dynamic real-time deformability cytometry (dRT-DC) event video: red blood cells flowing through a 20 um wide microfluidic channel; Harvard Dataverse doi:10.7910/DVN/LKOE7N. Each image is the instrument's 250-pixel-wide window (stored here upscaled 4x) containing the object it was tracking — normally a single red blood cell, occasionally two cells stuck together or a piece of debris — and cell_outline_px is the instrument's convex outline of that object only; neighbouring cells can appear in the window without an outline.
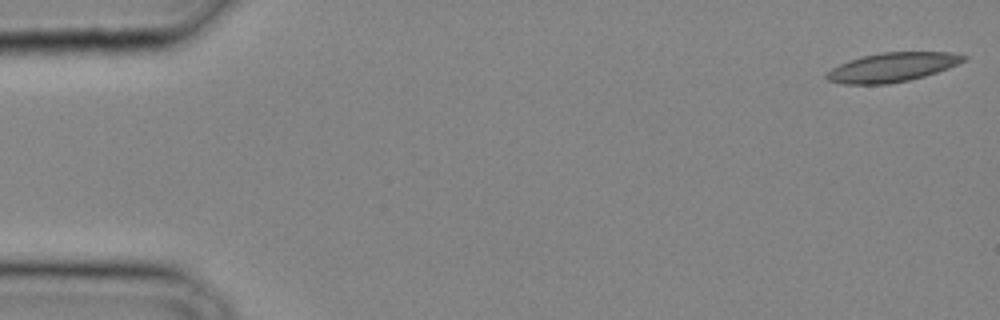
{"species": "common noctule bat (a hibernating species)", "species_latin": "Nyctalus noctula", "temperature_condition": "cold", "stored_images_in_passage": 32, "camera_frame_rate_fps": 3000, "um_per_image_px": 0.085, "animal": {"sex": "male", "body_mass_g": 20.4}, "frame": {"image": 1, "passage_image": 1, "time_ms": 0.0, "image_size_px": [1000, 320], "cell_outline_px": [[968, 56], [964, 60], [948, 68], [924, 76], [908, 80], [888, 84], [844, 84], [828, 80], [824, 76], [832, 68], [840, 64], [864, 56], [880, 52], [952, 52]], "centroid_in_image_um": [75.84, 5.71], "position_along_channel_um": 9.2, "area_um2": 22.95}}
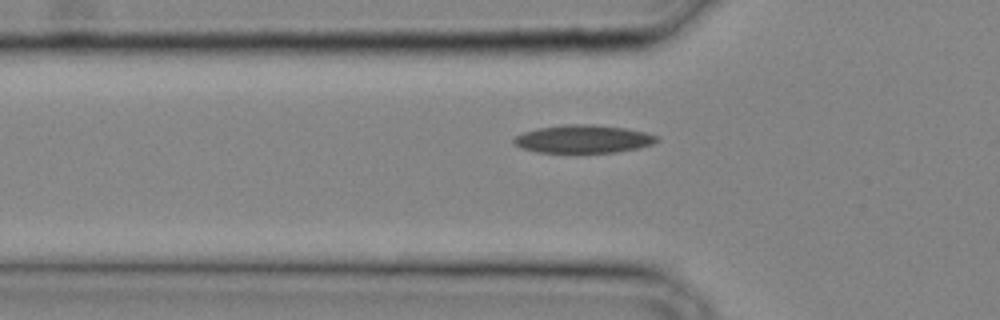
{"frame": {"image": 2, "passage_image": 11, "time_ms": 3.333, "image_size_px": [1000, 320], "cell_outline_px": [[660, 140], [652, 144], [640, 148], [616, 152], [536, 152], [520, 148], [512, 140], [516, 136], [524, 132], [536, 128], [564, 124], [592, 124], [624, 128], [648, 132], [660, 136]], "centroid_in_image_um": [49.62, 11.81], "position_along_channel_um": 76.2, "area_um2": 23.52}}
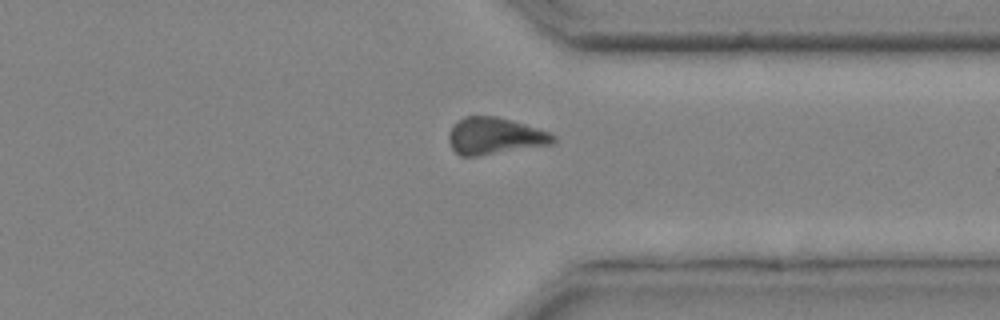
{"frame": {"image": 3, "passage_image": 26, "time_ms": 8.333, "image_size_px": [1000, 320], "cell_outline_px": [[556, 140], [552, 144], [480, 156], [460, 156], [452, 148], [448, 140], [448, 132], [452, 124], [464, 116], [496, 116], [524, 124], [548, 132], [556, 136]], "centroid_in_image_um": [42.01, 11.56], "position_along_channel_um": 369.4, "area_um2": 22.48}}